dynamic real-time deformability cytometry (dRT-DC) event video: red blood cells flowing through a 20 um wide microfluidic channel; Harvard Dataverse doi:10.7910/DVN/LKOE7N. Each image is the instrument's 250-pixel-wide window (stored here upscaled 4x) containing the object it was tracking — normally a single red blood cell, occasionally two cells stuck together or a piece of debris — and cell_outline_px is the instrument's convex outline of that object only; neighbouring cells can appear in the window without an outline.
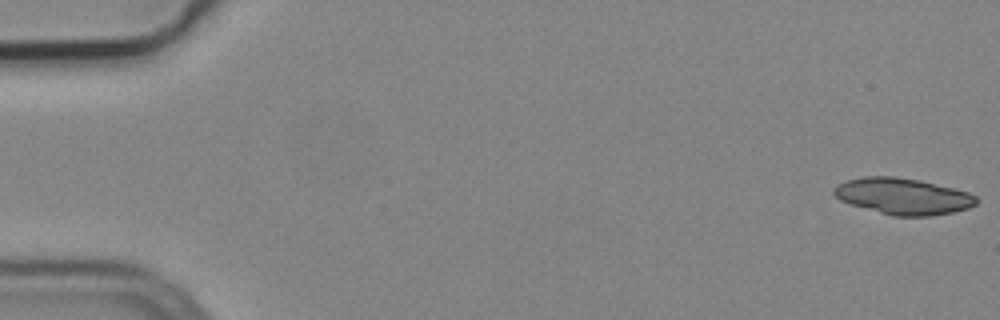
{"species": "common noctule bat (a hibernating species)", "species_latin": "Nyctalus noctula", "temperature_condition": "cold", "stored_images_in_passage": 36, "segment_of_instrument_passage": [1, 2], "camera_frame_rate_fps": 3000, "um_per_image_px": 0.085, "animal": {"sex": "male", "body_mass_g": 19.2, "forearm_length_mm": 51.8}, "frame": {"image": 1, "passage_image": 1, "time_ms": 0.0, "image_size_px": [1000, 320], "cell_outline_px": [[980, 200], [976, 204], [968, 208], [952, 212], [932, 216], [892, 216], [852, 204], [840, 200], [832, 192], [832, 188], [836, 184], [844, 180], [864, 176], [896, 176], [920, 180], [968, 192], [976, 196]], "centroid_in_image_um": [76.74, 16.67], "position_along_channel_um": 8.3, "area_um2": 30.29}}